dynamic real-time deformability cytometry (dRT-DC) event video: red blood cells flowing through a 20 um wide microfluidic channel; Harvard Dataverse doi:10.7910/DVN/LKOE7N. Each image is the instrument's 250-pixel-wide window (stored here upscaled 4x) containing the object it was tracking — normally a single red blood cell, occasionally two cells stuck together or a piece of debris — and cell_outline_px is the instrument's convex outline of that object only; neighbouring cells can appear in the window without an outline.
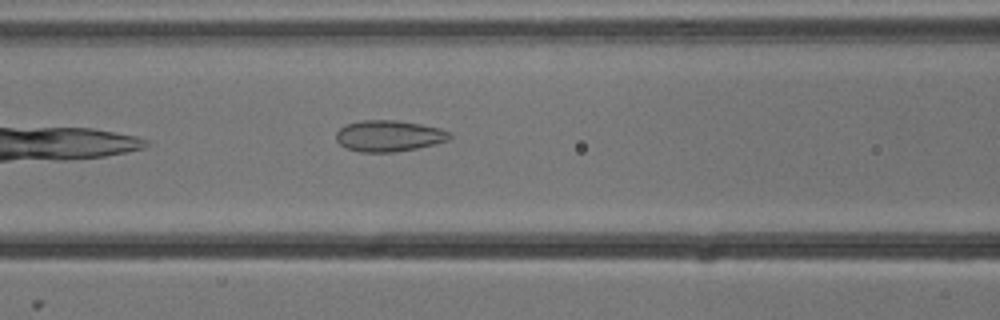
{"species": "common noctule bat (a hibernating species)", "species_latin": "Nyctalus noctula", "temperature_condition": "cold", "stored_images_in_passage": 4, "camera_frame_rate_fps": 3000, "um_per_image_px": 0.085, "animal": {"sex": "male", "body_mass_g": 13.3}, "frame": {"image": 1, "passage_image": 4, "time_ms": 1.0, "image_size_px": [1000, 320], "cell_outline_px": [[452, 136], [448, 140], [436, 144], [396, 152], [360, 152], [344, 148], [336, 140], [336, 132], [344, 124], [360, 120], [396, 120], [420, 124], [440, 128], [452, 132]], "centroid_in_image_um": [33.04, 11.55], "position_along_channel_um": 133.6, "area_um2": 20.92}}